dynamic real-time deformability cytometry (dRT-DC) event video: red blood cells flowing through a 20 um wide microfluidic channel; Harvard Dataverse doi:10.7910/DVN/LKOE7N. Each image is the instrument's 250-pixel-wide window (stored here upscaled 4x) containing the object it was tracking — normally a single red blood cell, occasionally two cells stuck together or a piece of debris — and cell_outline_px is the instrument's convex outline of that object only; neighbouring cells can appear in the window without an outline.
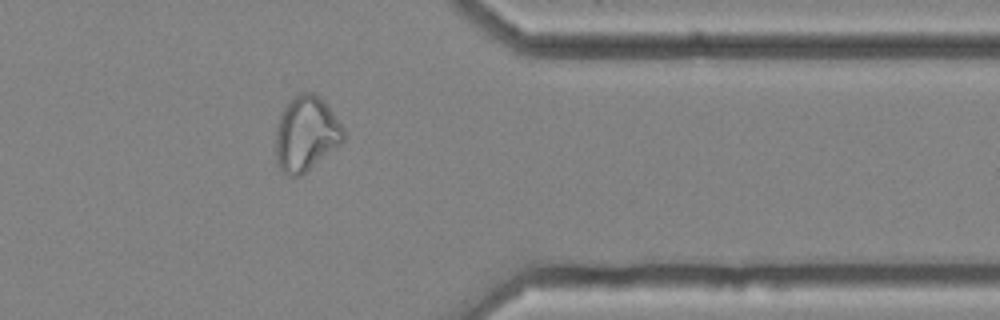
{"species": "common noctule bat (a hibernating species)", "species_latin": "Nyctalus noctula", "temperature_condition": "cold", "stored_images_in_passage": 42, "camera_frame_rate_fps": 3000, "um_per_image_px": 0.085, "animal": {"sex": "female", "body_mass_g": 25.1}, "frame": {"image": 1, "passage_image": 36, "time_ms": 11.667, "image_size_px": [1000, 320], "cell_outline_px": [[344, 140], [340, 144], [300, 176], [288, 176], [280, 168], [276, 160], [276, 128], [280, 116], [284, 108], [300, 92], [312, 92], [320, 96], [324, 100], [344, 128]], "centroid_in_image_um": [26.02, 11.36], "position_along_channel_um": 385.4, "area_um2": 29.25}}